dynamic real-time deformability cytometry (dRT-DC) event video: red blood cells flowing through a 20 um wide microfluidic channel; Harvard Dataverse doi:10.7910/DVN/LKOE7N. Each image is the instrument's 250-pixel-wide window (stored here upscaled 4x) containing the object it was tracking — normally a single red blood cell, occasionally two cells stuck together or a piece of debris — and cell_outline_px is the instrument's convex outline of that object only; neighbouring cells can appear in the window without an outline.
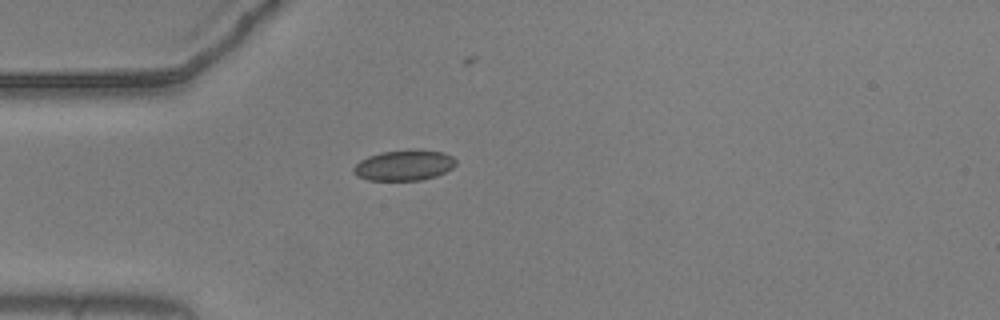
{"species": "common noctule bat (a hibernating species)", "species_latin": "Nyctalus noctula", "temperature_condition": "warm", "stored_images_in_passage": 32, "camera_frame_rate_fps": 3000, "um_per_image_px": 0.085, "animal": {"sex": "male", "body_mass_g": 20.5, "forearm_length_mm": 52.5}, "frame": {"image": 1, "passage_image": 1, "time_ms": 0.0, "image_size_px": [1000, 320], "cell_outline_px": [[456, 164], [452, 168], [436, 176], [420, 180], [368, 180], [356, 176], [352, 172], [352, 168], [360, 160], [368, 156], [380, 152], [444, 152], [452, 156], [456, 160]], "centroid_in_image_um": [34.3, 14.09], "position_along_channel_um": 50.7, "area_um2": 17.63}}
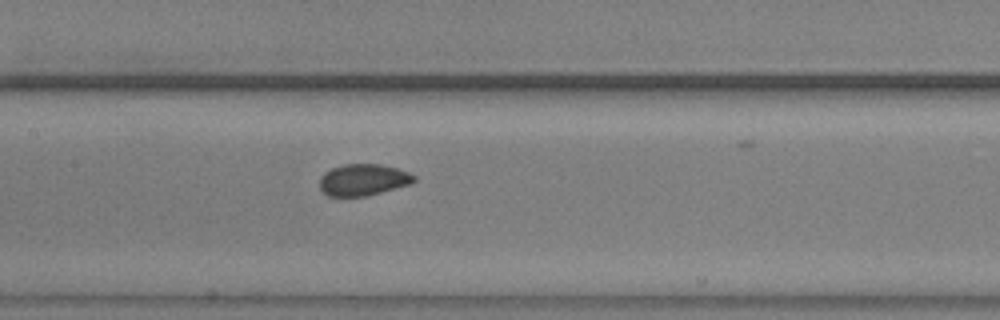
{"frame": {"image": 2, "passage_image": 12, "time_ms": 3.667, "image_size_px": [1000, 320], "cell_outline_px": [[416, 180], [412, 184], [368, 196], [328, 196], [320, 188], [320, 176], [324, 172], [332, 168], [344, 164], [380, 164], [396, 168], [408, 172], [416, 176]], "centroid_in_image_um": [30.89, 15.29], "position_along_channel_um": 176.5, "area_um2": 17.51}}
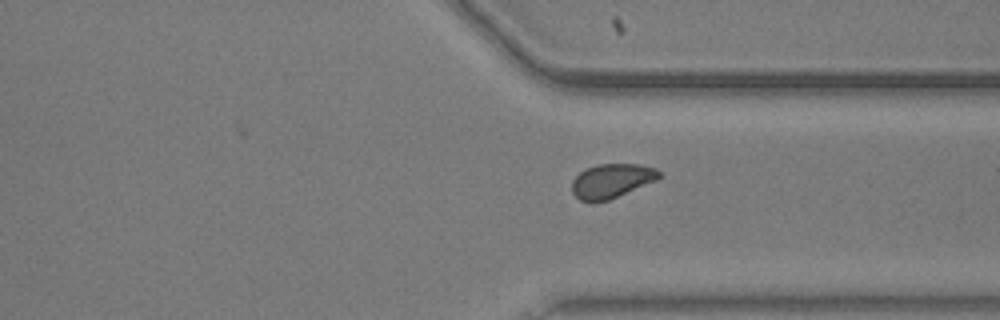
{"frame": {"image": 3, "passage_image": 27, "time_ms": 8.667, "image_size_px": [1000, 320], "cell_outline_px": [[664, 176], [656, 180], [608, 200], [580, 200], [572, 192], [572, 180], [584, 168], [596, 164], [640, 164], [656, 168]], "centroid_in_image_um": [52.01, 15.33], "position_along_channel_um": 359.4, "area_um2": 17.22}, "authors_computed_cell_mechanics": {"area_um2": 17.6868, "velocity_mm_per_s": 3.6727, "shape_relaxation_time_tau1_ms": 4.9305, "shape_relaxation_time_tau2_ms": 1.16, "deformation_change_tau1": 0.0581, "deformation_change_tau2": 0.0346}}